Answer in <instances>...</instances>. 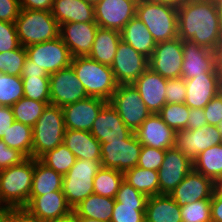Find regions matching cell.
<instances>
[{
	"label": "cell",
	"mask_w": 222,
	"mask_h": 222,
	"mask_svg": "<svg viewBox=\"0 0 222 222\" xmlns=\"http://www.w3.org/2000/svg\"><path fill=\"white\" fill-rule=\"evenodd\" d=\"M178 37L213 51L222 39V18L214 0H188L177 8Z\"/></svg>",
	"instance_id": "1"
},
{
	"label": "cell",
	"mask_w": 222,
	"mask_h": 222,
	"mask_svg": "<svg viewBox=\"0 0 222 222\" xmlns=\"http://www.w3.org/2000/svg\"><path fill=\"white\" fill-rule=\"evenodd\" d=\"M35 159L0 170V202L5 209L25 208L30 197Z\"/></svg>",
	"instance_id": "2"
},
{
	"label": "cell",
	"mask_w": 222,
	"mask_h": 222,
	"mask_svg": "<svg viewBox=\"0 0 222 222\" xmlns=\"http://www.w3.org/2000/svg\"><path fill=\"white\" fill-rule=\"evenodd\" d=\"M156 43L178 37L177 8L156 0H138L136 15Z\"/></svg>",
	"instance_id": "3"
},
{
	"label": "cell",
	"mask_w": 222,
	"mask_h": 222,
	"mask_svg": "<svg viewBox=\"0 0 222 222\" xmlns=\"http://www.w3.org/2000/svg\"><path fill=\"white\" fill-rule=\"evenodd\" d=\"M71 66L88 97L109 102L118 86L111 66L101 64L87 56L72 58Z\"/></svg>",
	"instance_id": "4"
},
{
	"label": "cell",
	"mask_w": 222,
	"mask_h": 222,
	"mask_svg": "<svg viewBox=\"0 0 222 222\" xmlns=\"http://www.w3.org/2000/svg\"><path fill=\"white\" fill-rule=\"evenodd\" d=\"M21 46L43 43L59 37L60 26L51 11L21 9L15 20Z\"/></svg>",
	"instance_id": "5"
},
{
	"label": "cell",
	"mask_w": 222,
	"mask_h": 222,
	"mask_svg": "<svg viewBox=\"0 0 222 222\" xmlns=\"http://www.w3.org/2000/svg\"><path fill=\"white\" fill-rule=\"evenodd\" d=\"M32 128V158L39 159L47 151L63 144L66 127L62 107L48 104Z\"/></svg>",
	"instance_id": "6"
},
{
	"label": "cell",
	"mask_w": 222,
	"mask_h": 222,
	"mask_svg": "<svg viewBox=\"0 0 222 222\" xmlns=\"http://www.w3.org/2000/svg\"><path fill=\"white\" fill-rule=\"evenodd\" d=\"M101 168V161L76 159L63 175L62 191L72 210L94 193V177Z\"/></svg>",
	"instance_id": "7"
},
{
	"label": "cell",
	"mask_w": 222,
	"mask_h": 222,
	"mask_svg": "<svg viewBox=\"0 0 222 222\" xmlns=\"http://www.w3.org/2000/svg\"><path fill=\"white\" fill-rule=\"evenodd\" d=\"M109 103L116 109L125 125L132 132H135L152 114L133 84L118 85Z\"/></svg>",
	"instance_id": "8"
},
{
	"label": "cell",
	"mask_w": 222,
	"mask_h": 222,
	"mask_svg": "<svg viewBox=\"0 0 222 222\" xmlns=\"http://www.w3.org/2000/svg\"><path fill=\"white\" fill-rule=\"evenodd\" d=\"M141 149L134 132L123 141L101 143V165L125 173L137 166Z\"/></svg>",
	"instance_id": "9"
},
{
	"label": "cell",
	"mask_w": 222,
	"mask_h": 222,
	"mask_svg": "<svg viewBox=\"0 0 222 222\" xmlns=\"http://www.w3.org/2000/svg\"><path fill=\"white\" fill-rule=\"evenodd\" d=\"M27 58L33 65L42 68L48 75L71 65L72 56L59 37L25 47Z\"/></svg>",
	"instance_id": "10"
},
{
	"label": "cell",
	"mask_w": 222,
	"mask_h": 222,
	"mask_svg": "<svg viewBox=\"0 0 222 222\" xmlns=\"http://www.w3.org/2000/svg\"><path fill=\"white\" fill-rule=\"evenodd\" d=\"M148 196L123 180L115 196L110 222H145Z\"/></svg>",
	"instance_id": "11"
},
{
	"label": "cell",
	"mask_w": 222,
	"mask_h": 222,
	"mask_svg": "<svg viewBox=\"0 0 222 222\" xmlns=\"http://www.w3.org/2000/svg\"><path fill=\"white\" fill-rule=\"evenodd\" d=\"M183 65L182 40L177 37L156 44L149 58V68L165 79L181 78Z\"/></svg>",
	"instance_id": "12"
},
{
	"label": "cell",
	"mask_w": 222,
	"mask_h": 222,
	"mask_svg": "<svg viewBox=\"0 0 222 222\" xmlns=\"http://www.w3.org/2000/svg\"><path fill=\"white\" fill-rule=\"evenodd\" d=\"M149 67V59L120 40L111 69L118 85L133 84Z\"/></svg>",
	"instance_id": "13"
},
{
	"label": "cell",
	"mask_w": 222,
	"mask_h": 222,
	"mask_svg": "<svg viewBox=\"0 0 222 222\" xmlns=\"http://www.w3.org/2000/svg\"><path fill=\"white\" fill-rule=\"evenodd\" d=\"M222 136L217 126L204 125L202 128L175 132L174 147L185 154L192 162L207 148L221 144Z\"/></svg>",
	"instance_id": "14"
},
{
	"label": "cell",
	"mask_w": 222,
	"mask_h": 222,
	"mask_svg": "<svg viewBox=\"0 0 222 222\" xmlns=\"http://www.w3.org/2000/svg\"><path fill=\"white\" fill-rule=\"evenodd\" d=\"M49 78L51 104L63 107L88 98L71 65L49 75Z\"/></svg>",
	"instance_id": "15"
},
{
	"label": "cell",
	"mask_w": 222,
	"mask_h": 222,
	"mask_svg": "<svg viewBox=\"0 0 222 222\" xmlns=\"http://www.w3.org/2000/svg\"><path fill=\"white\" fill-rule=\"evenodd\" d=\"M181 78L187 80L206 73H222L217 67L216 52L190 40L182 41Z\"/></svg>",
	"instance_id": "16"
},
{
	"label": "cell",
	"mask_w": 222,
	"mask_h": 222,
	"mask_svg": "<svg viewBox=\"0 0 222 222\" xmlns=\"http://www.w3.org/2000/svg\"><path fill=\"white\" fill-rule=\"evenodd\" d=\"M138 0H100L94 5L95 21L100 28L121 31L136 15Z\"/></svg>",
	"instance_id": "17"
},
{
	"label": "cell",
	"mask_w": 222,
	"mask_h": 222,
	"mask_svg": "<svg viewBox=\"0 0 222 222\" xmlns=\"http://www.w3.org/2000/svg\"><path fill=\"white\" fill-rule=\"evenodd\" d=\"M193 170V162L175 147L165 151L163 163L158 170L159 195H169Z\"/></svg>",
	"instance_id": "18"
},
{
	"label": "cell",
	"mask_w": 222,
	"mask_h": 222,
	"mask_svg": "<svg viewBox=\"0 0 222 222\" xmlns=\"http://www.w3.org/2000/svg\"><path fill=\"white\" fill-rule=\"evenodd\" d=\"M98 27L96 22H71L60 25L59 36L68 47L72 58L88 56Z\"/></svg>",
	"instance_id": "19"
},
{
	"label": "cell",
	"mask_w": 222,
	"mask_h": 222,
	"mask_svg": "<svg viewBox=\"0 0 222 222\" xmlns=\"http://www.w3.org/2000/svg\"><path fill=\"white\" fill-rule=\"evenodd\" d=\"M185 104L191 109H203L222 91V73H206L185 80Z\"/></svg>",
	"instance_id": "20"
},
{
	"label": "cell",
	"mask_w": 222,
	"mask_h": 222,
	"mask_svg": "<svg viewBox=\"0 0 222 222\" xmlns=\"http://www.w3.org/2000/svg\"><path fill=\"white\" fill-rule=\"evenodd\" d=\"M107 101L88 97L62 107L66 129L91 131L93 122Z\"/></svg>",
	"instance_id": "21"
},
{
	"label": "cell",
	"mask_w": 222,
	"mask_h": 222,
	"mask_svg": "<svg viewBox=\"0 0 222 222\" xmlns=\"http://www.w3.org/2000/svg\"><path fill=\"white\" fill-rule=\"evenodd\" d=\"M90 132L100 143L123 141L132 133L109 102L102 107Z\"/></svg>",
	"instance_id": "22"
},
{
	"label": "cell",
	"mask_w": 222,
	"mask_h": 222,
	"mask_svg": "<svg viewBox=\"0 0 222 222\" xmlns=\"http://www.w3.org/2000/svg\"><path fill=\"white\" fill-rule=\"evenodd\" d=\"M213 191L214 184L210 178L191 170L169 196L182 207L198 200L211 199Z\"/></svg>",
	"instance_id": "23"
},
{
	"label": "cell",
	"mask_w": 222,
	"mask_h": 222,
	"mask_svg": "<svg viewBox=\"0 0 222 222\" xmlns=\"http://www.w3.org/2000/svg\"><path fill=\"white\" fill-rule=\"evenodd\" d=\"M25 209L43 222L62 218L73 212L62 190L42 196H30Z\"/></svg>",
	"instance_id": "24"
},
{
	"label": "cell",
	"mask_w": 222,
	"mask_h": 222,
	"mask_svg": "<svg viewBox=\"0 0 222 222\" xmlns=\"http://www.w3.org/2000/svg\"><path fill=\"white\" fill-rule=\"evenodd\" d=\"M134 134L142 146L163 150L174 147L175 131L157 113L151 114Z\"/></svg>",
	"instance_id": "25"
},
{
	"label": "cell",
	"mask_w": 222,
	"mask_h": 222,
	"mask_svg": "<svg viewBox=\"0 0 222 222\" xmlns=\"http://www.w3.org/2000/svg\"><path fill=\"white\" fill-rule=\"evenodd\" d=\"M166 82L167 79L148 67L133 83L152 114L158 113L166 104Z\"/></svg>",
	"instance_id": "26"
},
{
	"label": "cell",
	"mask_w": 222,
	"mask_h": 222,
	"mask_svg": "<svg viewBox=\"0 0 222 222\" xmlns=\"http://www.w3.org/2000/svg\"><path fill=\"white\" fill-rule=\"evenodd\" d=\"M51 14L59 26L71 22H96L94 5L83 0H54Z\"/></svg>",
	"instance_id": "27"
},
{
	"label": "cell",
	"mask_w": 222,
	"mask_h": 222,
	"mask_svg": "<svg viewBox=\"0 0 222 222\" xmlns=\"http://www.w3.org/2000/svg\"><path fill=\"white\" fill-rule=\"evenodd\" d=\"M63 144L76 159L101 161V143L90 131L66 129Z\"/></svg>",
	"instance_id": "28"
},
{
	"label": "cell",
	"mask_w": 222,
	"mask_h": 222,
	"mask_svg": "<svg viewBox=\"0 0 222 222\" xmlns=\"http://www.w3.org/2000/svg\"><path fill=\"white\" fill-rule=\"evenodd\" d=\"M120 33L121 40L148 59L151 57L157 43L139 18L134 16Z\"/></svg>",
	"instance_id": "29"
},
{
	"label": "cell",
	"mask_w": 222,
	"mask_h": 222,
	"mask_svg": "<svg viewBox=\"0 0 222 222\" xmlns=\"http://www.w3.org/2000/svg\"><path fill=\"white\" fill-rule=\"evenodd\" d=\"M145 222H182L180 206L167 194L148 197Z\"/></svg>",
	"instance_id": "30"
},
{
	"label": "cell",
	"mask_w": 222,
	"mask_h": 222,
	"mask_svg": "<svg viewBox=\"0 0 222 222\" xmlns=\"http://www.w3.org/2000/svg\"><path fill=\"white\" fill-rule=\"evenodd\" d=\"M120 40V31L98 27L91 51L87 57L111 66Z\"/></svg>",
	"instance_id": "31"
},
{
	"label": "cell",
	"mask_w": 222,
	"mask_h": 222,
	"mask_svg": "<svg viewBox=\"0 0 222 222\" xmlns=\"http://www.w3.org/2000/svg\"><path fill=\"white\" fill-rule=\"evenodd\" d=\"M115 198L103 197L97 194H91L82 200L73 212L77 217L110 222Z\"/></svg>",
	"instance_id": "32"
},
{
	"label": "cell",
	"mask_w": 222,
	"mask_h": 222,
	"mask_svg": "<svg viewBox=\"0 0 222 222\" xmlns=\"http://www.w3.org/2000/svg\"><path fill=\"white\" fill-rule=\"evenodd\" d=\"M63 175L35 159L33 182L30 196H42L62 190Z\"/></svg>",
	"instance_id": "33"
},
{
	"label": "cell",
	"mask_w": 222,
	"mask_h": 222,
	"mask_svg": "<svg viewBox=\"0 0 222 222\" xmlns=\"http://www.w3.org/2000/svg\"><path fill=\"white\" fill-rule=\"evenodd\" d=\"M193 170L210 178L213 182L222 176V144L199 153L193 161Z\"/></svg>",
	"instance_id": "34"
},
{
	"label": "cell",
	"mask_w": 222,
	"mask_h": 222,
	"mask_svg": "<svg viewBox=\"0 0 222 222\" xmlns=\"http://www.w3.org/2000/svg\"><path fill=\"white\" fill-rule=\"evenodd\" d=\"M124 180L148 197L159 195L158 171L135 166L124 173Z\"/></svg>",
	"instance_id": "35"
},
{
	"label": "cell",
	"mask_w": 222,
	"mask_h": 222,
	"mask_svg": "<svg viewBox=\"0 0 222 222\" xmlns=\"http://www.w3.org/2000/svg\"><path fill=\"white\" fill-rule=\"evenodd\" d=\"M2 140L10 147L19 150L27 158H32L33 128L14 121Z\"/></svg>",
	"instance_id": "36"
},
{
	"label": "cell",
	"mask_w": 222,
	"mask_h": 222,
	"mask_svg": "<svg viewBox=\"0 0 222 222\" xmlns=\"http://www.w3.org/2000/svg\"><path fill=\"white\" fill-rule=\"evenodd\" d=\"M124 173L110 168H101L94 177V194L115 198Z\"/></svg>",
	"instance_id": "37"
},
{
	"label": "cell",
	"mask_w": 222,
	"mask_h": 222,
	"mask_svg": "<svg viewBox=\"0 0 222 222\" xmlns=\"http://www.w3.org/2000/svg\"><path fill=\"white\" fill-rule=\"evenodd\" d=\"M48 104L23 97L11 106L14 120L33 127Z\"/></svg>",
	"instance_id": "38"
},
{
	"label": "cell",
	"mask_w": 222,
	"mask_h": 222,
	"mask_svg": "<svg viewBox=\"0 0 222 222\" xmlns=\"http://www.w3.org/2000/svg\"><path fill=\"white\" fill-rule=\"evenodd\" d=\"M39 160L55 172L65 175L75 164L76 157L64 144H60L43 154Z\"/></svg>",
	"instance_id": "39"
},
{
	"label": "cell",
	"mask_w": 222,
	"mask_h": 222,
	"mask_svg": "<svg viewBox=\"0 0 222 222\" xmlns=\"http://www.w3.org/2000/svg\"><path fill=\"white\" fill-rule=\"evenodd\" d=\"M23 97L21 76L0 73V106L11 107Z\"/></svg>",
	"instance_id": "40"
},
{
	"label": "cell",
	"mask_w": 222,
	"mask_h": 222,
	"mask_svg": "<svg viewBox=\"0 0 222 222\" xmlns=\"http://www.w3.org/2000/svg\"><path fill=\"white\" fill-rule=\"evenodd\" d=\"M190 108L184 104H165L157 113L175 132L187 128Z\"/></svg>",
	"instance_id": "41"
},
{
	"label": "cell",
	"mask_w": 222,
	"mask_h": 222,
	"mask_svg": "<svg viewBox=\"0 0 222 222\" xmlns=\"http://www.w3.org/2000/svg\"><path fill=\"white\" fill-rule=\"evenodd\" d=\"M23 80L24 97L50 103V78L49 76L21 77Z\"/></svg>",
	"instance_id": "42"
},
{
	"label": "cell",
	"mask_w": 222,
	"mask_h": 222,
	"mask_svg": "<svg viewBox=\"0 0 222 222\" xmlns=\"http://www.w3.org/2000/svg\"><path fill=\"white\" fill-rule=\"evenodd\" d=\"M27 58L25 47L0 53V73L21 76L24 62Z\"/></svg>",
	"instance_id": "43"
},
{
	"label": "cell",
	"mask_w": 222,
	"mask_h": 222,
	"mask_svg": "<svg viewBox=\"0 0 222 222\" xmlns=\"http://www.w3.org/2000/svg\"><path fill=\"white\" fill-rule=\"evenodd\" d=\"M180 208L182 222H212L211 199L198 200Z\"/></svg>",
	"instance_id": "44"
},
{
	"label": "cell",
	"mask_w": 222,
	"mask_h": 222,
	"mask_svg": "<svg viewBox=\"0 0 222 222\" xmlns=\"http://www.w3.org/2000/svg\"><path fill=\"white\" fill-rule=\"evenodd\" d=\"M165 151L149 146H142L137 166L143 169L158 171L163 163Z\"/></svg>",
	"instance_id": "45"
},
{
	"label": "cell",
	"mask_w": 222,
	"mask_h": 222,
	"mask_svg": "<svg viewBox=\"0 0 222 222\" xmlns=\"http://www.w3.org/2000/svg\"><path fill=\"white\" fill-rule=\"evenodd\" d=\"M19 46L15 23L0 21V53L17 49Z\"/></svg>",
	"instance_id": "46"
},
{
	"label": "cell",
	"mask_w": 222,
	"mask_h": 222,
	"mask_svg": "<svg viewBox=\"0 0 222 222\" xmlns=\"http://www.w3.org/2000/svg\"><path fill=\"white\" fill-rule=\"evenodd\" d=\"M165 96L167 104H184L186 97L185 79H167Z\"/></svg>",
	"instance_id": "47"
},
{
	"label": "cell",
	"mask_w": 222,
	"mask_h": 222,
	"mask_svg": "<svg viewBox=\"0 0 222 222\" xmlns=\"http://www.w3.org/2000/svg\"><path fill=\"white\" fill-rule=\"evenodd\" d=\"M27 157L17 149L8 147L0 139V170L21 164Z\"/></svg>",
	"instance_id": "48"
},
{
	"label": "cell",
	"mask_w": 222,
	"mask_h": 222,
	"mask_svg": "<svg viewBox=\"0 0 222 222\" xmlns=\"http://www.w3.org/2000/svg\"><path fill=\"white\" fill-rule=\"evenodd\" d=\"M208 125L218 126L222 121V91L217 94L204 108Z\"/></svg>",
	"instance_id": "49"
},
{
	"label": "cell",
	"mask_w": 222,
	"mask_h": 222,
	"mask_svg": "<svg viewBox=\"0 0 222 222\" xmlns=\"http://www.w3.org/2000/svg\"><path fill=\"white\" fill-rule=\"evenodd\" d=\"M20 11L19 0H0V21L15 23Z\"/></svg>",
	"instance_id": "50"
},
{
	"label": "cell",
	"mask_w": 222,
	"mask_h": 222,
	"mask_svg": "<svg viewBox=\"0 0 222 222\" xmlns=\"http://www.w3.org/2000/svg\"><path fill=\"white\" fill-rule=\"evenodd\" d=\"M204 125H207L204 109L191 108L186 129L194 130L202 128Z\"/></svg>",
	"instance_id": "51"
},
{
	"label": "cell",
	"mask_w": 222,
	"mask_h": 222,
	"mask_svg": "<svg viewBox=\"0 0 222 222\" xmlns=\"http://www.w3.org/2000/svg\"><path fill=\"white\" fill-rule=\"evenodd\" d=\"M7 222H43L31 215L25 208L8 209Z\"/></svg>",
	"instance_id": "52"
},
{
	"label": "cell",
	"mask_w": 222,
	"mask_h": 222,
	"mask_svg": "<svg viewBox=\"0 0 222 222\" xmlns=\"http://www.w3.org/2000/svg\"><path fill=\"white\" fill-rule=\"evenodd\" d=\"M13 111L11 107L0 106V139L6 134L14 122Z\"/></svg>",
	"instance_id": "53"
},
{
	"label": "cell",
	"mask_w": 222,
	"mask_h": 222,
	"mask_svg": "<svg viewBox=\"0 0 222 222\" xmlns=\"http://www.w3.org/2000/svg\"><path fill=\"white\" fill-rule=\"evenodd\" d=\"M21 9L51 11L54 0H19Z\"/></svg>",
	"instance_id": "54"
},
{
	"label": "cell",
	"mask_w": 222,
	"mask_h": 222,
	"mask_svg": "<svg viewBox=\"0 0 222 222\" xmlns=\"http://www.w3.org/2000/svg\"><path fill=\"white\" fill-rule=\"evenodd\" d=\"M211 219L212 222H222V194H212Z\"/></svg>",
	"instance_id": "55"
},
{
	"label": "cell",
	"mask_w": 222,
	"mask_h": 222,
	"mask_svg": "<svg viewBox=\"0 0 222 222\" xmlns=\"http://www.w3.org/2000/svg\"><path fill=\"white\" fill-rule=\"evenodd\" d=\"M31 76H49L46 71L42 68L37 67L36 65L32 64L28 58H26L24 62V66L22 69L21 77H31Z\"/></svg>",
	"instance_id": "56"
},
{
	"label": "cell",
	"mask_w": 222,
	"mask_h": 222,
	"mask_svg": "<svg viewBox=\"0 0 222 222\" xmlns=\"http://www.w3.org/2000/svg\"><path fill=\"white\" fill-rule=\"evenodd\" d=\"M46 222H77V216L74 212H71L69 215L65 217L54 219V220H49Z\"/></svg>",
	"instance_id": "57"
},
{
	"label": "cell",
	"mask_w": 222,
	"mask_h": 222,
	"mask_svg": "<svg viewBox=\"0 0 222 222\" xmlns=\"http://www.w3.org/2000/svg\"><path fill=\"white\" fill-rule=\"evenodd\" d=\"M216 52L217 67L222 72V39L220 40Z\"/></svg>",
	"instance_id": "58"
},
{
	"label": "cell",
	"mask_w": 222,
	"mask_h": 222,
	"mask_svg": "<svg viewBox=\"0 0 222 222\" xmlns=\"http://www.w3.org/2000/svg\"><path fill=\"white\" fill-rule=\"evenodd\" d=\"M156 1H159V2H162L164 4H168V5L174 6L176 8H179L180 6H182L188 0H156Z\"/></svg>",
	"instance_id": "59"
},
{
	"label": "cell",
	"mask_w": 222,
	"mask_h": 222,
	"mask_svg": "<svg viewBox=\"0 0 222 222\" xmlns=\"http://www.w3.org/2000/svg\"><path fill=\"white\" fill-rule=\"evenodd\" d=\"M213 194H222V176H219L214 182Z\"/></svg>",
	"instance_id": "60"
},
{
	"label": "cell",
	"mask_w": 222,
	"mask_h": 222,
	"mask_svg": "<svg viewBox=\"0 0 222 222\" xmlns=\"http://www.w3.org/2000/svg\"><path fill=\"white\" fill-rule=\"evenodd\" d=\"M8 221V209L0 210V222Z\"/></svg>",
	"instance_id": "61"
},
{
	"label": "cell",
	"mask_w": 222,
	"mask_h": 222,
	"mask_svg": "<svg viewBox=\"0 0 222 222\" xmlns=\"http://www.w3.org/2000/svg\"><path fill=\"white\" fill-rule=\"evenodd\" d=\"M217 11L219 12L222 18V0H214Z\"/></svg>",
	"instance_id": "62"
},
{
	"label": "cell",
	"mask_w": 222,
	"mask_h": 222,
	"mask_svg": "<svg viewBox=\"0 0 222 222\" xmlns=\"http://www.w3.org/2000/svg\"><path fill=\"white\" fill-rule=\"evenodd\" d=\"M77 222H103V221L95 220V219H88L85 217H77Z\"/></svg>",
	"instance_id": "63"
},
{
	"label": "cell",
	"mask_w": 222,
	"mask_h": 222,
	"mask_svg": "<svg viewBox=\"0 0 222 222\" xmlns=\"http://www.w3.org/2000/svg\"><path fill=\"white\" fill-rule=\"evenodd\" d=\"M83 1H86V2H89V3L93 4V5H95L100 0H83Z\"/></svg>",
	"instance_id": "64"
},
{
	"label": "cell",
	"mask_w": 222,
	"mask_h": 222,
	"mask_svg": "<svg viewBox=\"0 0 222 222\" xmlns=\"http://www.w3.org/2000/svg\"><path fill=\"white\" fill-rule=\"evenodd\" d=\"M218 129H219V131H220V133H221V136H222V121L218 124Z\"/></svg>",
	"instance_id": "65"
},
{
	"label": "cell",
	"mask_w": 222,
	"mask_h": 222,
	"mask_svg": "<svg viewBox=\"0 0 222 222\" xmlns=\"http://www.w3.org/2000/svg\"><path fill=\"white\" fill-rule=\"evenodd\" d=\"M3 209H5V208L2 206V204L0 202V210H3Z\"/></svg>",
	"instance_id": "66"
}]
</instances>
